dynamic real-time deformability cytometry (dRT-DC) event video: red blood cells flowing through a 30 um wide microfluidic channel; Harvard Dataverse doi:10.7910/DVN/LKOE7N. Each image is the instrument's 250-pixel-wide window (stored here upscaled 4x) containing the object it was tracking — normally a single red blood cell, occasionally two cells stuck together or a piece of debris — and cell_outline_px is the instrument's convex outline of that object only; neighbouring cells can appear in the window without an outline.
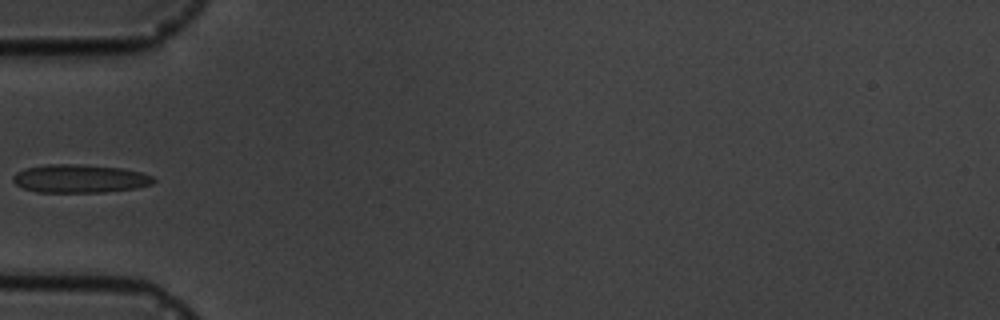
{"species": "common noctule bat (a hibernating species)", "species_latin": "Nyctalus noctula", "temperature_condition": "cold", "stored_images_in_passage": 5, "camera_frame_rate_fps": 3000, "um_per_image_px": 0.085, "animal": {"sex": "male", "body_mass_g": 19.5, "forearm_length_mm": 54.6}, "frame": {"image": 1, "passage_image": 5, "time_ms": 4.667, "image_size_px": [1000, 320], "cell_outline_px": [[156, 180], [152, 184], [136, 188], [104, 192], [36, 192], [24, 188], [16, 184], [12, 180], [12, 176], [16, 172], [24, 168], [44, 164], [80, 164], [120, 168], [140, 172], [152, 176]], "centroid_in_image_um": [6.75, 15.18], "position_along_channel_um": 78.3, "area_um2": 23.24}}